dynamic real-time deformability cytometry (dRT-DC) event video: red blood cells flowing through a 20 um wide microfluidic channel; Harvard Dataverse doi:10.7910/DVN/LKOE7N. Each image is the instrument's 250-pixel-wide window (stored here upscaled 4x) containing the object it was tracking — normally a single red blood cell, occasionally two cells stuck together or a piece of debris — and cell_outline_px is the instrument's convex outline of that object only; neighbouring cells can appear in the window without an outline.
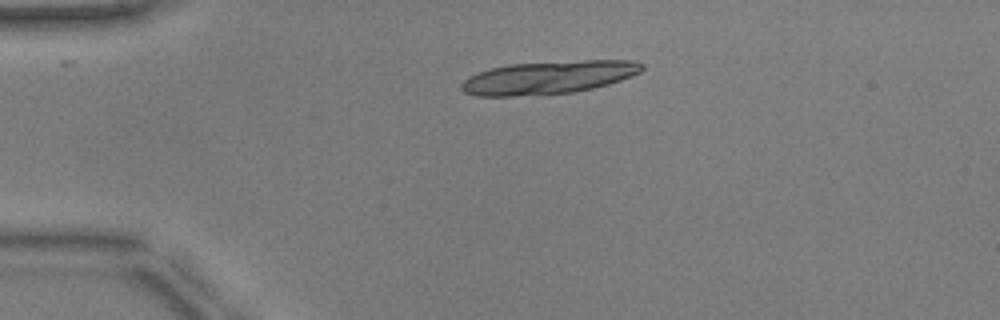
{"species": "common noctule bat (a hibernating species)", "species_latin": "Nyctalus noctula", "temperature_condition": "warm", "stored_images_in_passage": 7, "camera_frame_rate_fps": 3000, "um_per_image_px": 0.085, "animal": {"sex": "male", "body_mass_g": 17.9, "forearm_length_mm": 54.2}, "frame": {"image": 1, "passage_image": 1, "time_ms": 0.0, "image_size_px": [1000, 320], "cell_outline_px": [[644, 68], [640, 72], [632, 76], [608, 84], [592, 88], [572, 92], [512, 96], [476, 96], [464, 92], [460, 88], [460, 84], [468, 76], [492, 68], [508, 64], [584, 60], [632, 60], [644, 64]], "centroid_in_image_um": [46.62, 6.57], "position_along_channel_um": 38.4, "area_um2": 34.62}}